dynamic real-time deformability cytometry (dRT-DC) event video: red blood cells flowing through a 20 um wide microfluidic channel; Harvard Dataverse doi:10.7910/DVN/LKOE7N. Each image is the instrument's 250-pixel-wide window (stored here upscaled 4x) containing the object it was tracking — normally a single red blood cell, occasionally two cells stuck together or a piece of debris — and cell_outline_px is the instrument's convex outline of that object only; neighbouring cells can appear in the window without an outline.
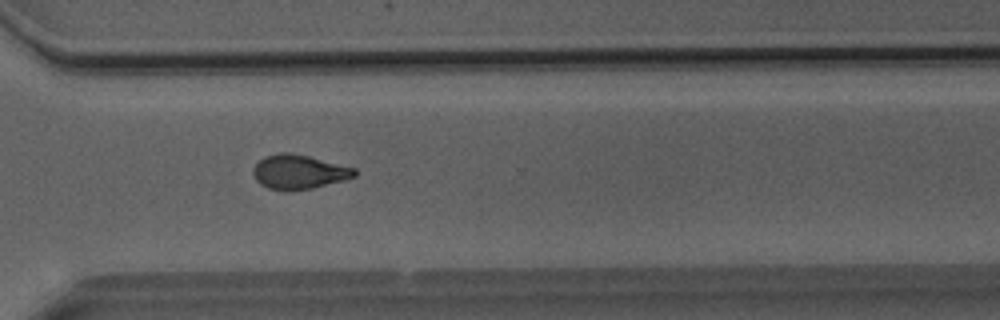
{"species": "Egyptian fruit bat (a non-hibernating species)", "species_latin": "Rousettus aegyptiacus", "temperature_condition": "room temperature", "stored_images_in_passage": 50, "camera_frame_rate_fps": 3000, "um_per_image_px": 0.085, "animal": {"sex": "male"}, "frame": {"image": 1, "passage_image": 37, "time_ms": 12.0, "image_size_px": [1000, 320], "cell_outline_px": [[356, 176], [344, 180], [312, 188], [268, 188], [260, 184], [256, 180], [252, 172], [252, 168], [264, 156], [280, 152], [288, 152], [308, 156], [356, 168]], "centroid_in_image_um": [25.4, 14.57], "position_along_channel_um": 345.2, "area_um2": 19.77}}
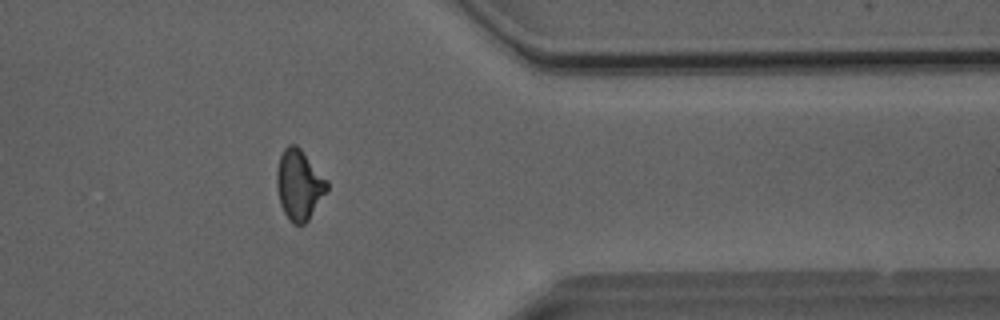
{"frame": {"image": 2, "passage_image": 41, "time_ms": 13.333, "image_size_px": [1000, 320], "cell_outline_px": [[328, 188], [308, 220], [304, 224], [292, 224], [288, 220], [280, 204], [276, 188], [276, 172], [280, 156], [284, 148], [288, 144], [296, 144], [300, 148], [328, 180]], "centroid_in_image_um": [25.4, 15.7], "position_along_channel_um": 386.0, "area_um2": 20.58}}
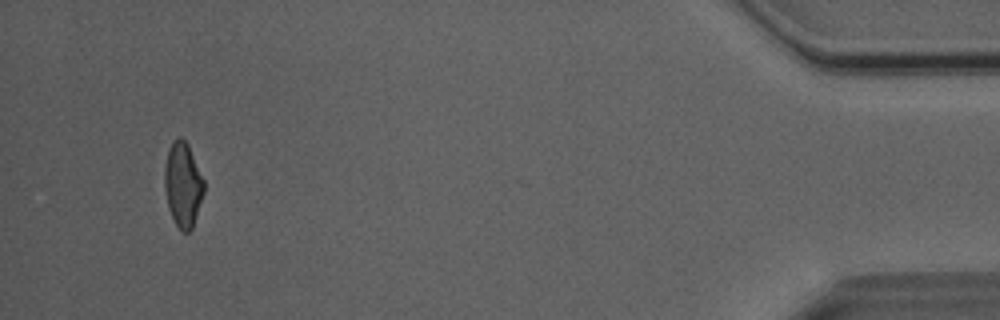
{"frame": {"image": 3, "passage_image": 48, "time_ms": 15.667, "image_size_px": [1000, 320], "cell_outline_px": [[204, 192], [192, 228], [188, 232], [180, 232], [168, 208], [164, 188], [164, 168], [168, 148], [172, 140], [180, 136], [188, 144], [204, 180]], "centroid_in_image_um": [15.53, 15.67], "position_along_channel_um": 419.7, "area_um2": 19.54}, "authors_computed_cell_mechanics": {"area_um2": 20.3167, "velocity_mm_per_s": 4.0807, "shape_relaxation_time_tau1_ms": 7.8354, "shape_relaxation_time_tau2_ms": 2.3153, "deformation_change_tau1": 0.1859, "deformation_change_tau2": 0.0977}}